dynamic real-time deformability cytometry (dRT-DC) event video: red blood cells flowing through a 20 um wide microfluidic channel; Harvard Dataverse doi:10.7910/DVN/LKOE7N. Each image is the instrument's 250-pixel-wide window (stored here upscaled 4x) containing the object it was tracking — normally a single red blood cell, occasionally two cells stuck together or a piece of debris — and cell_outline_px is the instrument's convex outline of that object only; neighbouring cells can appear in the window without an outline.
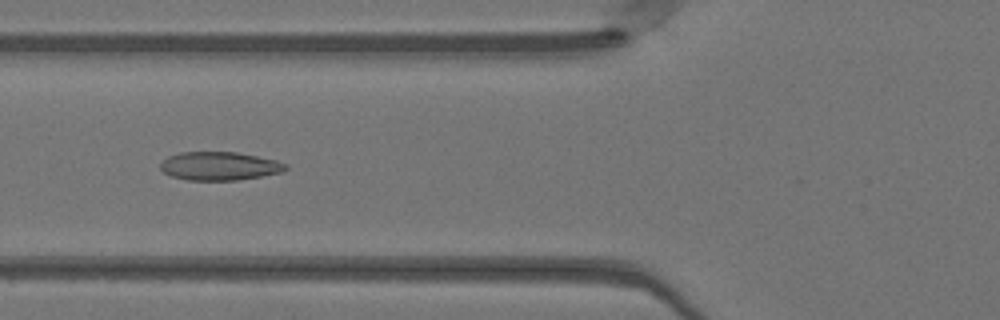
{"species": "Egyptian fruit bat (a non-hibernating species)", "species_latin": "Rousettus aegyptiacus", "temperature_condition": "warm", "stored_images_in_passage": 49, "camera_frame_rate_fps": 3000, "um_per_image_px": 0.085, "animal": {"sex": "female"}, "frame": {"image": 1, "passage_image": 19, "time_ms": 6.0, "image_size_px": [1000, 320], "cell_outline_px": [[288, 168], [284, 172], [236, 180], [188, 180], [172, 176], [164, 172], [160, 168], [160, 164], [168, 156], [180, 152], [236, 152], [276, 160], [288, 164]], "centroid_in_image_um": [18.67, 14.11], "position_along_channel_um": 107.1, "area_um2": 20.69}}
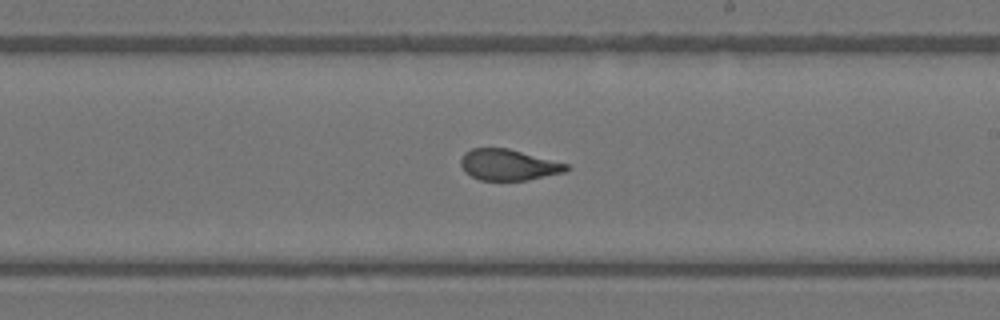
{"frame": {"image": 2, "passage_image": 29, "time_ms": 9.333, "image_size_px": [1000, 320], "cell_outline_px": [[572, 168], [564, 172], [528, 180], [480, 180], [464, 172], [460, 164], [460, 160], [464, 152], [472, 148], [508, 148], [568, 164]], "centroid_in_image_um": [43.2, 14.01], "position_along_channel_um": 245.8, "area_um2": 19.13}}
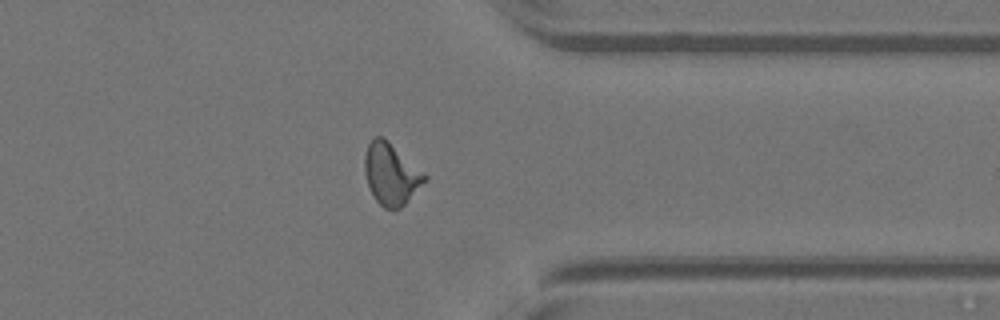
{"frame": {"image": 3, "passage_image": 39, "time_ms": 12.667, "image_size_px": [1000, 320], "cell_outline_px": [[428, 176], [408, 200], [400, 208], [384, 208], [376, 200], [368, 184], [364, 172], [364, 156], [368, 144], [376, 136], [384, 136]], "centroid_in_image_um": [33.22, 14.75], "position_along_channel_um": 378.2, "area_um2": 21.15}, "authors_computed_cell_mechanics": {"area_um2": 20.6924, "velocity_mm_per_s": 4.1521, "shape_relaxation_time_tau1_ms": 8.5966, "shape_relaxation_time_tau2_ms": 0.8895, "deformation_change_tau1": 0.2401, "deformation_change_tau2": 0.0799}}